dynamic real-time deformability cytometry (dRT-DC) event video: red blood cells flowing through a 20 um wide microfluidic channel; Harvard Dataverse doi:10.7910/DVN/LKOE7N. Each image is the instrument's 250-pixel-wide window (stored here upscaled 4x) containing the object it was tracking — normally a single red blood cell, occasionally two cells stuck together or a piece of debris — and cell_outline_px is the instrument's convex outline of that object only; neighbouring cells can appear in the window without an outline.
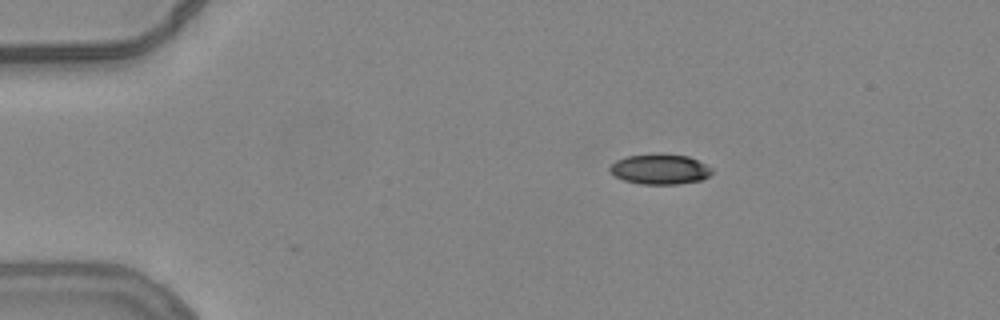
{"species": "common noctule bat (a hibernating species)", "species_latin": "Nyctalus noctula", "temperature_condition": "warm", "stored_images_in_passage": 45, "camera_frame_rate_fps": 3000, "um_per_image_px": 0.085, "animal": {"sex": "female", "body_mass_g": 24.6, "forearm_length_mm": 56.2}, "frame": {"image": 1, "passage_image": 1, "time_ms": 0.0, "image_size_px": [1000, 320], "cell_outline_px": [[712, 172], [708, 176], [700, 180], [680, 184], [640, 184], [624, 180], [616, 176], [608, 168], [616, 160], [628, 156], [688, 156], [712, 168]], "centroid_in_image_um": [56.09, 14.43], "position_along_channel_um": 28.9, "area_um2": 17.17}}
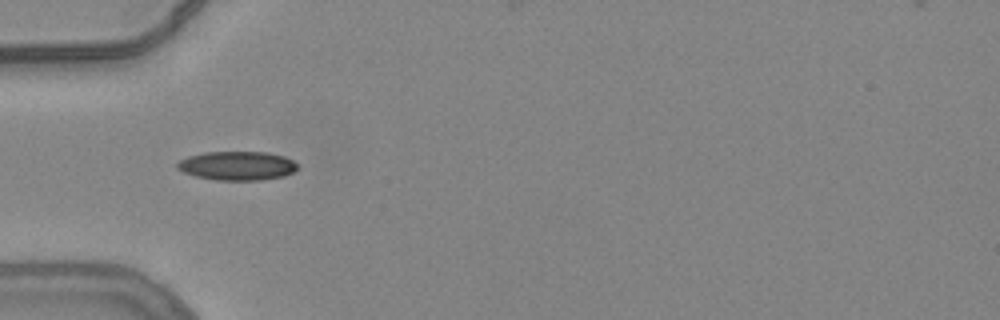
{"frame": {"image": 2, "passage_image": 9, "time_ms": 2.667, "image_size_px": [1000, 320], "cell_outline_px": [[300, 168], [284, 176], [260, 180], [216, 180], [196, 176], [184, 172], [176, 168], [176, 164], [180, 160], [188, 156], [204, 152], [268, 152], [284, 156], [292, 160]], "centroid_in_image_um": [20.16, 14.08], "position_along_channel_um": 64.8, "area_um2": 20.29}}
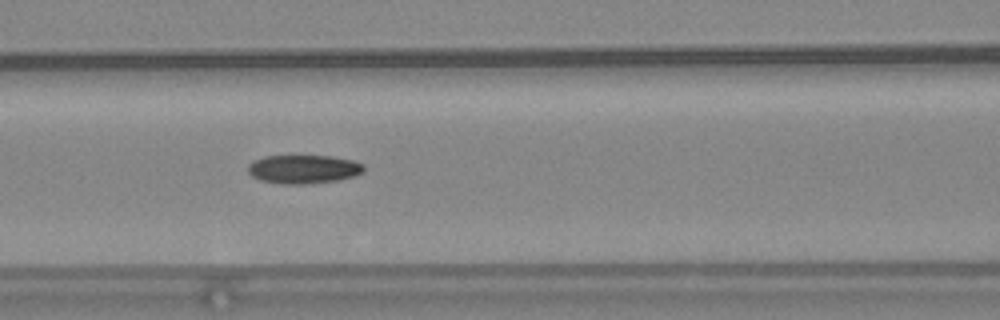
{"frame": {"image": 3, "passage_image": 15, "time_ms": 4.667, "image_size_px": [1000, 320], "cell_outline_px": [[364, 172], [356, 176], [340, 180], [308, 184], [280, 184], [260, 180], [252, 176], [248, 172], [248, 164], [252, 160], [264, 156], [332, 156], [352, 160], [364, 164]], "centroid_in_image_um": [25.81, 14.38], "position_along_channel_um": 140.8, "area_um2": 19.65}, "authors_computed_cell_mechanics": {"area_um2": 19.1318, "velocity_mm_per_s": 3.8459, "shape_relaxation_time_tau1_ms": null, "shape_relaxation_time_tau2_ms": 6.8119, "deformation_change_tau1": null, "deformation_change_tau2": 0.1193}}